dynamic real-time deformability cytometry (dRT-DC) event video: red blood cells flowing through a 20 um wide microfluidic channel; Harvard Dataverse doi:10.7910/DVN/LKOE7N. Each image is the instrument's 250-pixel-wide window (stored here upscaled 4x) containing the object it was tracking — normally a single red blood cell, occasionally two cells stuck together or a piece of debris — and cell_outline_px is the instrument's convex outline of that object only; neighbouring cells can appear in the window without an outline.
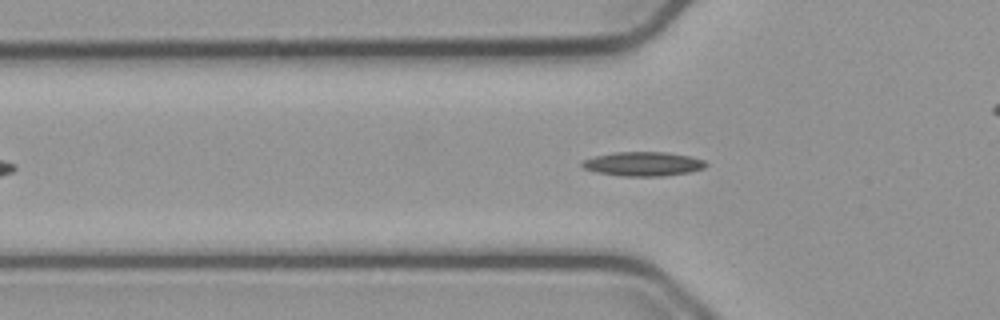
{"species": "common noctule bat (a hibernating species)", "species_latin": "Nyctalus noctula", "temperature_condition": "cold", "stored_images_in_passage": 47, "camera_frame_rate_fps": 3000, "um_per_image_px": 0.085, "animal": {"sex": "male", "body_mass_g": 23.1, "forearm_length_mm": 52.7}, "frame": {"image": 1, "passage_image": 9, "time_ms": 2.667, "image_size_px": [1000, 320], "cell_outline_px": [[708, 164], [704, 168], [688, 172], [664, 176], [620, 176], [596, 172], [584, 168], [580, 164], [584, 160], [596, 156], [612, 152], [668, 152], [688, 156], [704, 160]], "centroid_in_image_um": [54.66, 13.93], "position_along_channel_um": 71.1, "area_um2": 17.4}}
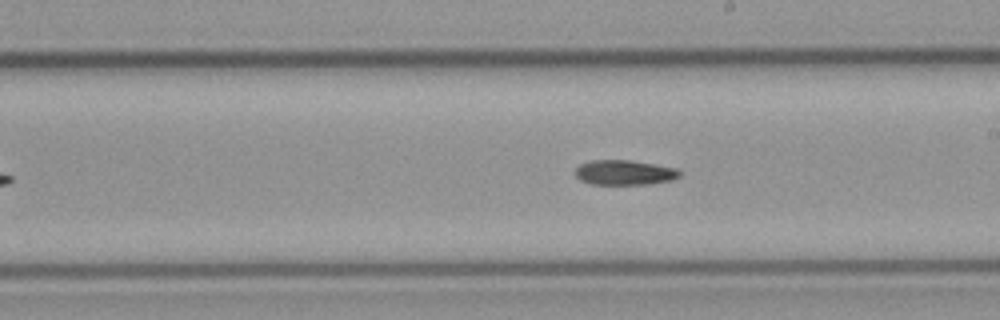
{"frame": {"image": 2, "passage_image": 22, "time_ms": 7.0, "image_size_px": [1000, 320], "cell_outline_px": [[680, 176], [672, 180], [648, 184], [588, 184], [580, 180], [576, 176], [576, 168], [580, 164], [592, 160], [628, 160], [676, 168], [680, 172]], "centroid_in_image_um": [53.05, 14.67], "position_along_channel_um": 235.9, "area_um2": 15.03}}
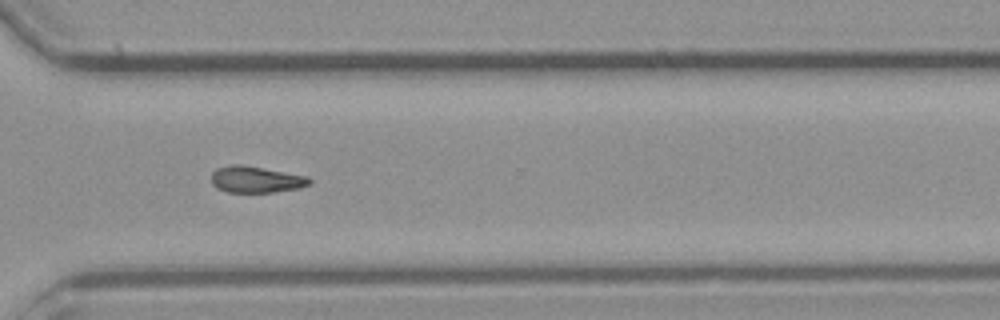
{"frame": {"image": 3, "passage_image": 31, "time_ms": 10.0, "image_size_px": [1000, 320], "cell_outline_px": [[312, 184], [300, 188], [272, 192], [228, 192], [216, 188], [212, 184], [212, 172], [216, 168], [228, 164], [240, 164], [308, 176], [312, 180]], "centroid_in_image_um": [21.76, 15.25], "position_along_channel_um": 348.8, "area_um2": 15.26}}